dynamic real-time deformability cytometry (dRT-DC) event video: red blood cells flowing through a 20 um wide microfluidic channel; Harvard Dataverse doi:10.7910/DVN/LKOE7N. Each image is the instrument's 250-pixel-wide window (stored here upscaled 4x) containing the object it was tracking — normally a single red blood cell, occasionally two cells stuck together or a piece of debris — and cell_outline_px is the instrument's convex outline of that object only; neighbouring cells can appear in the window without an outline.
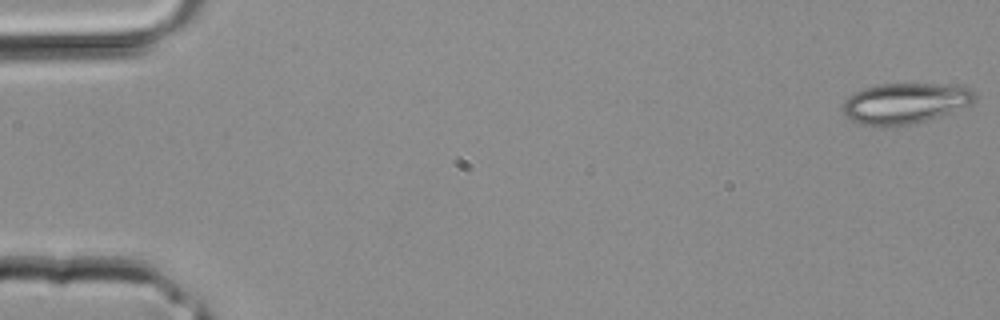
{"species": "common noctule bat (a hibernating species)", "species_latin": "Nyctalus noctula", "temperature_condition": "room temperature", "stored_images_in_passage": 3, "camera_frame_rate_fps": 3000, "um_per_image_px": 0.085, "animal": {"sex": "male", "body_mass_g": 20.4}, "frame": {"image": 1, "passage_image": 1, "time_ms": 0.0, "image_size_px": [1000, 320], "cell_outline_px": [[980, 96], [972, 104], [912, 124], [884, 128], [856, 124], [844, 116], [844, 104], [848, 96], [864, 88], [876, 84], [932, 84], [972, 88]], "centroid_in_image_um": [76.9, 8.8], "position_along_channel_um": 8.1, "area_um2": 31.44}}